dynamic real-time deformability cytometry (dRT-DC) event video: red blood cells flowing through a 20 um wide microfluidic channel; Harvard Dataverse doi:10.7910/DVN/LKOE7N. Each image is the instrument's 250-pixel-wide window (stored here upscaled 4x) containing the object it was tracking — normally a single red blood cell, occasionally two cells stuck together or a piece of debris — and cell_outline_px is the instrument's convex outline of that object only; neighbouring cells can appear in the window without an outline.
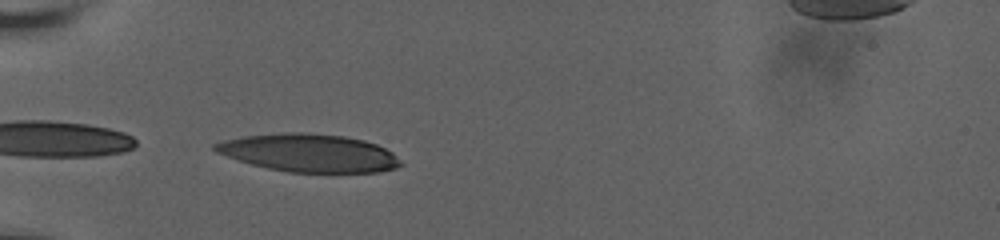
{"species": "human", "species_latin": "Homo sapiens", "temperature_condition": "room temperature", "stored_images_in_passage": 37, "camera_frame_rate_fps": 3000, "um_per_image_px": 0.085, "donor": {"sex": "male"}, "frame": {"image": 1, "passage_image": 1, "time_ms": 0.0, "image_size_px": [1000, 240], "cell_outline_px": [[404, 164], [396, 168], [376, 172], [288, 172], [268, 168], [236, 160], [216, 152], [212, 148], [212, 144], [224, 140], [244, 136], [284, 132], [308, 132], [344, 136], [364, 140], [376, 144], [392, 152]], "centroid_in_image_um": [26.25, 12.99], "position_along_channel_um": 58.8, "area_um2": 41.1}}
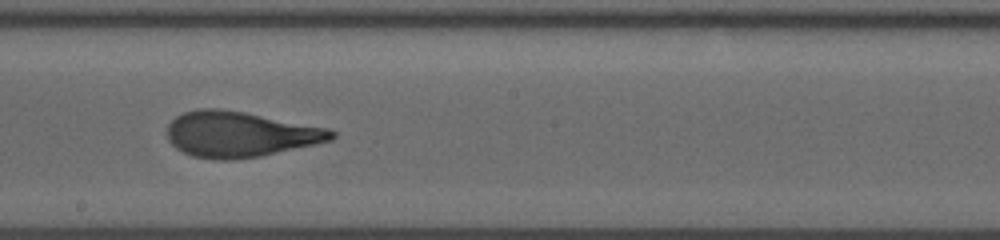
{"frame": {"image": 2, "passage_image": 16, "time_ms": 5.0, "image_size_px": [1000, 240], "cell_outline_px": [[336, 136], [332, 140], [316, 144], [260, 156], [236, 160], [216, 160], [192, 156], [176, 148], [168, 140], [168, 124], [176, 116], [184, 112], [196, 108], [220, 108], [244, 112], [328, 128], [336, 132]], "centroid_in_image_um": [20.38, 11.41], "position_along_channel_um": 227.8, "area_um2": 43.7}}
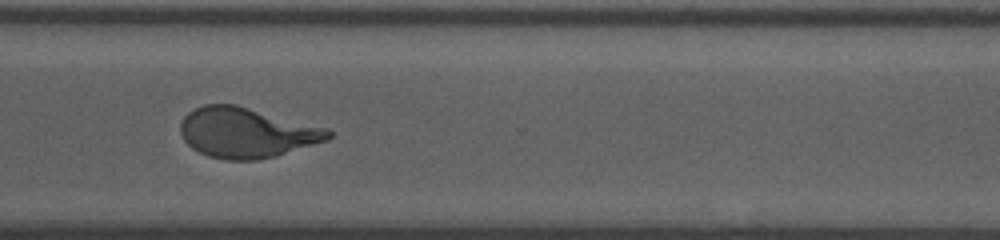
{"frame": {"image": 3, "passage_image": 26, "time_ms": 8.333, "image_size_px": [1000, 240], "cell_outline_px": [[332, 136], [328, 140], [276, 156], [256, 160], [224, 160], [208, 156], [192, 148], [184, 140], [180, 132], [180, 124], [184, 116], [188, 112], [204, 104], [236, 104], [328, 128], [332, 132]], "centroid_in_image_um": [20.96, 11.27], "position_along_channel_um": 349.6, "area_um2": 43.35}, "authors_computed_cell_mechanics": {"area_um2": 43.35, "velocity_mm_per_s": 3.6657, "shape_relaxation_time_tau1_ms": 5.3964, "shape_relaxation_time_tau2_ms": 0.9396, "deformation_change_tau1": 0.2397, "deformation_change_tau2": 0.0924}}